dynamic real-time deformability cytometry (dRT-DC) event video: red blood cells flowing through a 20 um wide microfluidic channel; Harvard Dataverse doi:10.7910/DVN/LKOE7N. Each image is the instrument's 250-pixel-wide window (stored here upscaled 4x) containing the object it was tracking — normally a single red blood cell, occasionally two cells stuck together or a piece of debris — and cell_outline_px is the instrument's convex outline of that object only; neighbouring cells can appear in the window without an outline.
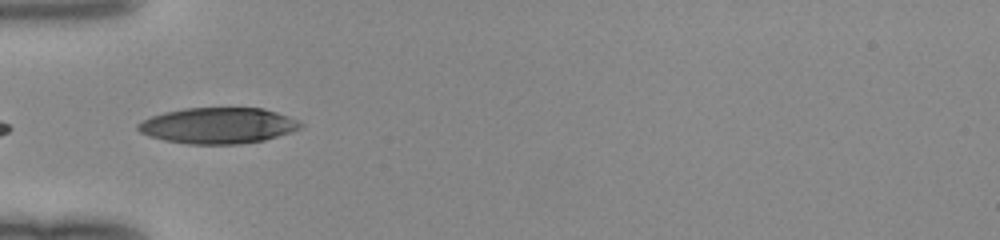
{"species": "human", "species_latin": "Homo sapiens", "temperature_condition": "room temperature", "stored_images_in_passage": 33, "camera_frame_rate_fps": 3000, "um_per_image_px": 0.085, "donor": {"sex": "female"}, "frame": {"image": 1, "passage_image": 1, "time_ms": 0.0, "image_size_px": [1000, 240], "cell_outline_px": [[304, 124], [300, 128], [292, 132], [264, 140], [240, 144], [188, 144], [164, 140], [148, 136], [140, 132], [136, 128], [136, 124], [152, 116], [164, 112], [184, 108], [264, 108], [288, 116]], "centroid_in_image_um": [18.52, 10.68], "position_along_channel_um": 66.5, "area_um2": 34.1}}
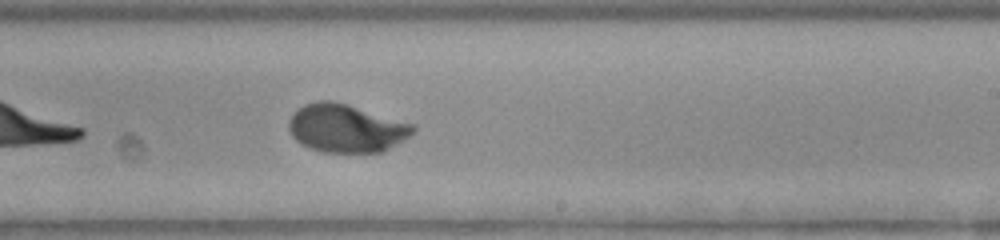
{"frame": {"image": 2, "passage_image": 15, "time_ms": 4.667, "image_size_px": [1000, 240], "cell_outline_px": [[416, 128], [404, 140], [380, 152], [324, 152], [300, 144], [292, 136], [288, 128], [288, 120], [296, 108], [304, 104], [316, 100], [332, 100], [348, 104], [416, 124]], "centroid_in_image_um": [29.39, 10.87], "position_along_channel_um": 259.6, "area_um2": 35.08}}
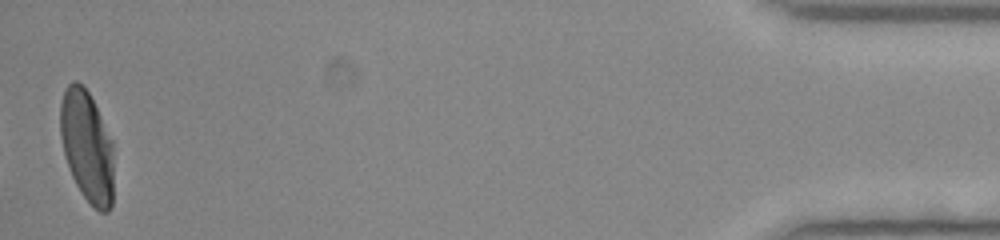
{"frame": {"image": 3, "passage_image": 33, "time_ms": 10.667, "image_size_px": [1000, 240], "cell_outline_px": [[112, 204], [108, 212], [100, 212], [84, 196], [76, 184], [72, 176], [64, 156], [60, 136], [60, 104], [64, 92], [68, 84], [72, 80], [76, 80], [88, 92], [112, 140]], "centroid_in_image_um": [7.37, 12.43], "position_along_channel_um": 427.8, "area_um2": 34.22}}